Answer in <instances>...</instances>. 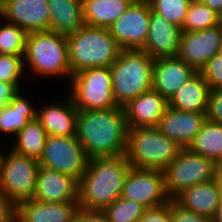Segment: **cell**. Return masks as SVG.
I'll return each instance as SVG.
<instances>
[{
	"label": "cell",
	"instance_id": "e575fe53",
	"mask_svg": "<svg viewBox=\"0 0 222 222\" xmlns=\"http://www.w3.org/2000/svg\"><path fill=\"white\" fill-rule=\"evenodd\" d=\"M170 218L171 222H212V219L206 216L183 209L172 199L170 200Z\"/></svg>",
	"mask_w": 222,
	"mask_h": 222
},
{
	"label": "cell",
	"instance_id": "52a82bcc",
	"mask_svg": "<svg viewBox=\"0 0 222 222\" xmlns=\"http://www.w3.org/2000/svg\"><path fill=\"white\" fill-rule=\"evenodd\" d=\"M69 95L79 110L119 107L112 91L110 67L88 68L72 75Z\"/></svg>",
	"mask_w": 222,
	"mask_h": 222
},
{
	"label": "cell",
	"instance_id": "f35d334b",
	"mask_svg": "<svg viewBox=\"0 0 222 222\" xmlns=\"http://www.w3.org/2000/svg\"><path fill=\"white\" fill-rule=\"evenodd\" d=\"M74 222H108L103 211L79 209Z\"/></svg>",
	"mask_w": 222,
	"mask_h": 222
},
{
	"label": "cell",
	"instance_id": "6da1fadb",
	"mask_svg": "<svg viewBox=\"0 0 222 222\" xmlns=\"http://www.w3.org/2000/svg\"><path fill=\"white\" fill-rule=\"evenodd\" d=\"M127 131L123 107L77 111L76 137L89 159L123 155Z\"/></svg>",
	"mask_w": 222,
	"mask_h": 222
},
{
	"label": "cell",
	"instance_id": "ac0fdd59",
	"mask_svg": "<svg viewBox=\"0 0 222 222\" xmlns=\"http://www.w3.org/2000/svg\"><path fill=\"white\" fill-rule=\"evenodd\" d=\"M181 34V28L151 10L148 37L141 50L153 59L177 56Z\"/></svg>",
	"mask_w": 222,
	"mask_h": 222
},
{
	"label": "cell",
	"instance_id": "ba28073f",
	"mask_svg": "<svg viewBox=\"0 0 222 222\" xmlns=\"http://www.w3.org/2000/svg\"><path fill=\"white\" fill-rule=\"evenodd\" d=\"M0 151V192L15 206L34 196L39 162L9 149Z\"/></svg>",
	"mask_w": 222,
	"mask_h": 222
},
{
	"label": "cell",
	"instance_id": "484cf974",
	"mask_svg": "<svg viewBox=\"0 0 222 222\" xmlns=\"http://www.w3.org/2000/svg\"><path fill=\"white\" fill-rule=\"evenodd\" d=\"M85 25L108 29L135 0H82Z\"/></svg>",
	"mask_w": 222,
	"mask_h": 222
},
{
	"label": "cell",
	"instance_id": "44dd1931",
	"mask_svg": "<svg viewBox=\"0 0 222 222\" xmlns=\"http://www.w3.org/2000/svg\"><path fill=\"white\" fill-rule=\"evenodd\" d=\"M40 108L37 110V119L48 136H76L78 109L69 95L66 101H52V104H46Z\"/></svg>",
	"mask_w": 222,
	"mask_h": 222
},
{
	"label": "cell",
	"instance_id": "60d3db41",
	"mask_svg": "<svg viewBox=\"0 0 222 222\" xmlns=\"http://www.w3.org/2000/svg\"><path fill=\"white\" fill-rule=\"evenodd\" d=\"M211 10L217 12L222 17V0H201Z\"/></svg>",
	"mask_w": 222,
	"mask_h": 222
},
{
	"label": "cell",
	"instance_id": "74e56055",
	"mask_svg": "<svg viewBox=\"0 0 222 222\" xmlns=\"http://www.w3.org/2000/svg\"><path fill=\"white\" fill-rule=\"evenodd\" d=\"M0 222H16V206L0 192Z\"/></svg>",
	"mask_w": 222,
	"mask_h": 222
},
{
	"label": "cell",
	"instance_id": "8fae6325",
	"mask_svg": "<svg viewBox=\"0 0 222 222\" xmlns=\"http://www.w3.org/2000/svg\"><path fill=\"white\" fill-rule=\"evenodd\" d=\"M151 7L147 0H135L108 28L122 50H141L148 37Z\"/></svg>",
	"mask_w": 222,
	"mask_h": 222
},
{
	"label": "cell",
	"instance_id": "4dcf8cb0",
	"mask_svg": "<svg viewBox=\"0 0 222 222\" xmlns=\"http://www.w3.org/2000/svg\"><path fill=\"white\" fill-rule=\"evenodd\" d=\"M146 209L138 202L119 197L108 205L103 212L108 222H138Z\"/></svg>",
	"mask_w": 222,
	"mask_h": 222
},
{
	"label": "cell",
	"instance_id": "836d02e7",
	"mask_svg": "<svg viewBox=\"0 0 222 222\" xmlns=\"http://www.w3.org/2000/svg\"><path fill=\"white\" fill-rule=\"evenodd\" d=\"M210 90L222 89V51L213 56L201 69Z\"/></svg>",
	"mask_w": 222,
	"mask_h": 222
},
{
	"label": "cell",
	"instance_id": "83f0119b",
	"mask_svg": "<svg viewBox=\"0 0 222 222\" xmlns=\"http://www.w3.org/2000/svg\"><path fill=\"white\" fill-rule=\"evenodd\" d=\"M14 137L16 138L11 150L39 161L48 135L37 118L29 121Z\"/></svg>",
	"mask_w": 222,
	"mask_h": 222
},
{
	"label": "cell",
	"instance_id": "9c48e42d",
	"mask_svg": "<svg viewBox=\"0 0 222 222\" xmlns=\"http://www.w3.org/2000/svg\"><path fill=\"white\" fill-rule=\"evenodd\" d=\"M217 163L183 148L163 170L165 191L173 199L182 190L215 179Z\"/></svg>",
	"mask_w": 222,
	"mask_h": 222
},
{
	"label": "cell",
	"instance_id": "b9f144b4",
	"mask_svg": "<svg viewBox=\"0 0 222 222\" xmlns=\"http://www.w3.org/2000/svg\"><path fill=\"white\" fill-rule=\"evenodd\" d=\"M215 181L218 185L220 197L222 199V162L217 163V165H216Z\"/></svg>",
	"mask_w": 222,
	"mask_h": 222
},
{
	"label": "cell",
	"instance_id": "ffe728a7",
	"mask_svg": "<svg viewBox=\"0 0 222 222\" xmlns=\"http://www.w3.org/2000/svg\"><path fill=\"white\" fill-rule=\"evenodd\" d=\"M168 101L151 89L138 95L125 105V118L128 128L157 127Z\"/></svg>",
	"mask_w": 222,
	"mask_h": 222
},
{
	"label": "cell",
	"instance_id": "3957f363",
	"mask_svg": "<svg viewBox=\"0 0 222 222\" xmlns=\"http://www.w3.org/2000/svg\"><path fill=\"white\" fill-rule=\"evenodd\" d=\"M72 75L96 67H110L122 50L106 28L84 25L67 35Z\"/></svg>",
	"mask_w": 222,
	"mask_h": 222
},
{
	"label": "cell",
	"instance_id": "30bf717a",
	"mask_svg": "<svg viewBox=\"0 0 222 222\" xmlns=\"http://www.w3.org/2000/svg\"><path fill=\"white\" fill-rule=\"evenodd\" d=\"M88 160L76 136H48L38 162L41 167L70 175L79 181Z\"/></svg>",
	"mask_w": 222,
	"mask_h": 222
},
{
	"label": "cell",
	"instance_id": "f546056e",
	"mask_svg": "<svg viewBox=\"0 0 222 222\" xmlns=\"http://www.w3.org/2000/svg\"><path fill=\"white\" fill-rule=\"evenodd\" d=\"M2 19L0 18V21ZM3 24H2V23ZM0 22V55H25L27 32L7 21Z\"/></svg>",
	"mask_w": 222,
	"mask_h": 222
},
{
	"label": "cell",
	"instance_id": "f1b7e54d",
	"mask_svg": "<svg viewBox=\"0 0 222 222\" xmlns=\"http://www.w3.org/2000/svg\"><path fill=\"white\" fill-rule=\"evenodd\" d=\"M221 16L202 1H191L182 25V32H196L221 24Z\"/></svg>",
	"mask_w": 222,
	"mask_h": 222
},
{
	"label": "cell",
	"instance_id": "4fadbf2b",
	"mask_svg": "<svg viewBox=\"0 0 222 222\" xmlns=\"http://www.w3.org/2000/svg\"><path fill=\"white\" fill-rule=\"evenodd\" d=\"M222 51V23L196 32H182L177 56L200 72Z\"/></svg>",
	"mask_w": 222,
	"mask_h": 222
},
{
	"label": "cell",
	"instance_id": "7bdbcfd3",
	"mask_svg": "<svg viewBox=\"0 0 222 222\" xmlns=\"http://www.w3.org/2000/svg\"><path fill=\"white\" fill-rule=\"evenodd\" d=\"M212 222H222V199L218 205V208L215 212L214 217L212 218Z\"/></svg>",
	"mask_w": 222,
	"mask_h": 222
},
{
	"label": "cell",
	"instance_id": "7402d4cb",
	"mask_svg": "<svg viewBox=\"0 0 222 222\" xmlns=\"http://www.w3.org/2000/svg\"><path fill=\"white\" fill-rule=\"evenodd\" d=\"M172 200L183 209L212 219L221 197L218 185L214 179L186 188Z\"/></svg>",
	"mask_w": 222,
	"mask_h": 222
},
{
	"label": "cell",
	"instance_id": "603a6c76",
	"mask_svg": "<svg viewBox=\"0 0 222 222\" xmlns=\"http://www.w3.org/2000/svg\"><path fill=\"white\" fill-rule=\"evenodd\" d=\"M210 88L200 72L184 83L168 100V106L179 111L206 112Z\"/></svg>",
	"mask_w": 222,
	"mask_h": 222
},
{
	"label": "cell",
	"instance_id": "5b68a950",
	"mask_svg": "<svg viewBox=\"0 0 222 222\" xmlns=\"http://www.w3.org/2000/svg\"><path fill=\"white\" fill-rule=\"evenodd\" d=\"M153 61L142 50H121L110 66L112 91L117 105L124 107L152 89Z\"/></svg>",
	"mask_w": 222,
	"mask_h": 222
},
{
	"label": "cell",
	"instance_id": "9a60e30c",
	"mask_svg": "<svg viewBox=\"0 0 222 222\" xmlns=\"http://www.w3.org/2000/svg\"><path fill=\"white\" fill-rule=\"evenodd\" d=\"M196 73L194 68L178 56L154 59L152 89L168 101Z\"/></svg>",
	"mask_w": 222,
	"mask_h": 222
},
{
	"label": "cell",
	"instance_id": "cb8c5ba5",
	"mask_svg": "<svg viewBox=\"0 0 222 222\" xmlns=\"http://www.w3.org/2000/svg\"><path fill=\"white\" fill-rule=\"evenodd\" d=\"M48 5L51 31L67 36L85 25L82 0H48Z\"/></svg>",
	"mask_w": 222,
	"mask_h": 222
},
{
	"label": "cell",
	"instance_id": "277c9868",
	"mask_svg": "<svg viewBox=\"0 0 222 222\" xmlns=\"http://www.w3.org/2000/svg\"><path fill=\"white\" fill-rule=\"evenodd\" d=\"M27 63V64H26ZM46 77L71 78L67 36L51 30L29 32L26 37L24 68Z\"/></svg>",
	"mask_w": 222,
	"mask_h": 222
},
{
	"label": "cell",
	"instance_id": "7a4b0ae2",
	"mask_svg": "<svg viewBox=\"0 0 222 222\" xmlns=\"http://www.w3.org/2000/svg\"><path fill=\"white\" fill-rule=\"evenodd\" d=\"M131 167L124 154L89 159L78 181L80 209L103 211L121 197L124 180Z\"/></svg>",
	"mask_w": 222,
	"mask_h": 222
},
{
	"label": "cell",
	"instance_id": "8992f818",
	"mask_svg": "<svg viewBox=\"0 0 222 222\" xmlns=\"http://www.w3.org/2000/svg\"><path fill=\"white\" fill-rule=\"evenodd\" d=\"M182 149L157 127L128 128L124 156L132 167L163 171Z\"/></svg>",
	"mask_w": 222,
	"mask_h": 222
},
{
	"label": "cell",
	"instance_id": "d6986e66",
	"mask_svg": "<svg viewBox=\"0 0 222 222\" xmlns=\"http://www.w3.org/2000/svg\"><path fill=\"white\" fill-rule=\"evenodd\" d=\"M78 202H41L34 199L16 206V222H74Z\"/></svg>",
	"mask_w": 222,
	"mask_h": 222
},
{
	"label": "cell",
	"instance_id": "ab89813d",
	"mask_svg": "<svg viewBox=\"0 0 222 222\" xmlns=\"http://www.w3.org/2000/svg\"><path fill=\"white\" fill-rule=\"evenodd\" d=\"M20 90L14 85L0 80V109L10 103Z\"/></svg>",
	"mask_w": 222,
	"mask_h": 222
},
{
	"label": "cell",
	"instance_id": "e0dca14e",
	"mask_svg": "<svg viewBox=\"0 0 222 222\" xmlns=\"http://www.w3.org/2000/svg\"><path fill=\"white\" fill-rule=\"evenodd\" d=\"M33 199L41 202H78V181L58 171L39 167Z\"/></svg>",
	"mask_w": 222,
	"mask_h": 222
},
{
	"label": "cell",
	"instance_id": "2e32d148",
	"mask_svg": "<svg viewBox=\"0 0 222 222\" xmlns=\"http://www.w3.org/2000/svg\"><path fill=\"white\" fill-rule=\"evenodd\" d=\"M206 120V112L179 111L167 106L157 128L182 148H187Z\"/></svg>",
	"mask_w": 222,
	"mask_h": 222
},
{
	"label": "cell",
	"instance_id": "d6a6232c",
	"mask_svg": "<svg viewBox=\"0 0 222 222\" xmlns=\"http://www.w3.org/2000/svg\"><path fill=\"white\" fill-rule=\"evenodd\" d=\"M24 55H0V80L14 84L19 90L22 87L20 80L25 73ZM21 77V78H20ZM21 85V86H20Z\"/></svg>",
	"mask_w": 222,
	"mask_h": 222
},
{
	"label": "cell",
	"instance_id": "d590c367",
	"mask_svg": "<svg viewBox=\"0 0 222 222\" xmlns=\"http://www.w3.org/2000/svg\"><path fill=\"white\" fill-rule=\"evenodd\" d=\"M206 119L222 125V89L210 90Z\"/></svg>",
	"mask_w": 222,
	"mask_h": 222
},
{
	"label": "cell",
	"instance_id": "8d00e7d4",
	"mask_svg": "<svg viewBox=\"0 0 222 222\" xmlns=\"http://www.w3.org/2000/svg\"><path fill=\"white\" fill-rule=\"evenodd\" d=\"M138 222H171L170 201L160 207L147 208Z\"/></svg>",
	"mask_w": 222,
	"mask_h": 222
},
{
	"label": "cell",
	"instance_id": "5bb4252c",
	"mask_svg": "<svg viewBox=\"0 0 222 222\" xmlns=\"http://www.w3.org/2000/svg\"><path fill=\"white\" fill-rule=\"evenodd\" d=\"M0 18L27 33L50 30L48 0H4L0 5Z\"/></svg>",
	"mask_w": 222,
	"mask_h": 222
},
{
	"label": "cell",
	"instance_id": "7c38bea8",
	"mask_svg": "<svg viewBox=\"0 0 222 222\" xmlns=\"http://www.w3.org/2000/svg\"><path fill=\"white\" fill-rule=\"evenodd\" d=\"M122 198L133 200L146 208H156L171 199L165 191L163 171L131 167L125 177Z\"/></svg>",
	"mask_w": 222,
	"mask_h": 222
},
{
	"label": "cell",
	"instance_id": "1f68e13d",
	"mask_svg": "<svg viewBox=\"0 0 222 222\" xmlns=\"http://www.w3.org/2000/svg\"><path fill=\"white\" fill-rule=\"evenodd\" d=\"M151 10L182 28L191 0H147Z\"/></svg>",
	"mask_w": 222,
	"mask_h": 222
},
{
	"label": "cell",
	"instance_id": "4316f807",
	"mask_svg": "<svg viewBox=\"0 0 222 222\" xmlns=\"http://www.w3.org/2000/svg\"><path fill=\"white\" fill-rule=\"evenodd\" d=\"M187 149L216 163L222 162V125L206 119Z\"/></svg>",
	"mask_w": 222,
	"mask_h": 222
},
{
	"label": "cell",
	"instance_id": "d4e9b609",
	"mask_svg": "<svg viewBox=\"0 0 222 222\" xmlns=\"http://www.w3.org/2000/svg\"><path fill=\"white\" fill-rule=\"evenodd\" d=\"M30 100L20 90L8 105L0 109L1 134L15 136L29 121L37 118L38 109Z\"/></svg>",
	"mask_w": 222,
	"mask_h": 222
}]
</instances>
